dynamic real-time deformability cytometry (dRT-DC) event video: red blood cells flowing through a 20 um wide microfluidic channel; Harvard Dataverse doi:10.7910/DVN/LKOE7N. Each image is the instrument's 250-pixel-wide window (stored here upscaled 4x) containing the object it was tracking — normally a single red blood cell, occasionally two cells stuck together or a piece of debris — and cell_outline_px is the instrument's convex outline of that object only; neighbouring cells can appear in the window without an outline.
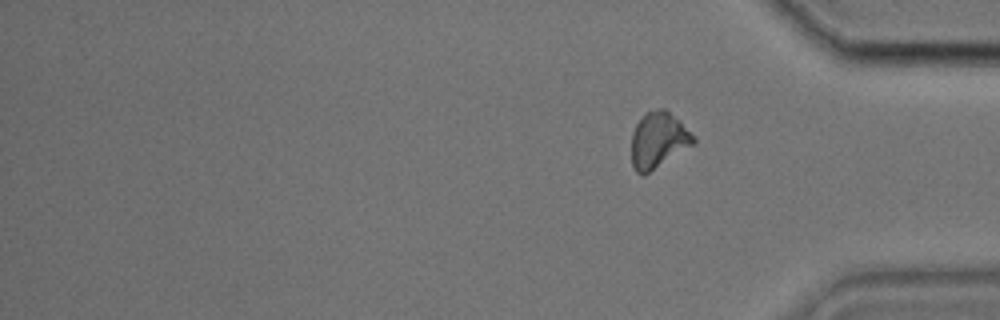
{"species": "common noctule bat (a hibernating species)", "species_latin": "Nyctalus noctula", "temperature_condition": "cold", "stored_images_in_passage": 38, "segment_of_instrument_passage": [2, 2], "camera_frame_rate_fps": 3000, "um_per_image_px": 0.085, "animal": {"sex": "male", "body_mass_g": 17.9, "forearm_length_mm": 54.2}, "frame": {"image": 1, "passage_image": 38, "time_ms": 12.333, "image_size_px": [1000, 320], "cell_outline_px": [[696, 144], [644, 176], [636, 172], [632, 164], [632, 132], [636, 124], [648, 112], [660, 108], [664, 108], [680, 120], [696, 136]], "centroid_in_image_um": [56.01, 11.94], "position_along_channel_um": 379.2, "area_um2": 20.46}}